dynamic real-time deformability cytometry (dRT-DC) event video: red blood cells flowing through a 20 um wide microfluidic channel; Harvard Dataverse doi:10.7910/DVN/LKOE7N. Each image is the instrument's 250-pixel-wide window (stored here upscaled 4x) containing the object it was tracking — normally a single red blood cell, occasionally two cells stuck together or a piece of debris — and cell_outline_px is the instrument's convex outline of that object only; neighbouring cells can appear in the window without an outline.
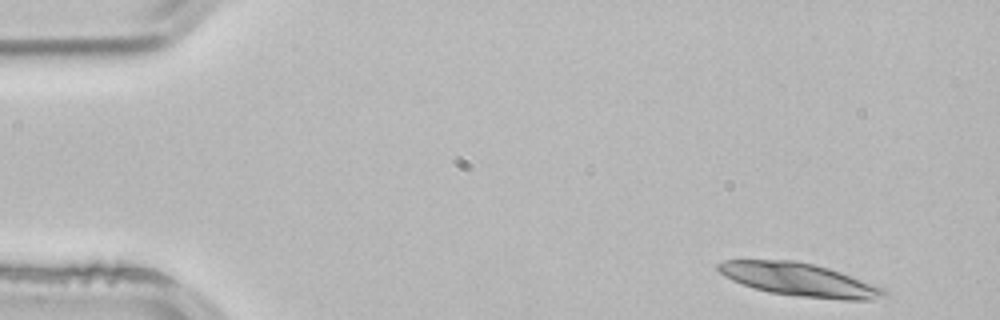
{"species": "common noctule bat (a hibernating species)", "species_latin": "Nyctalus noctula", "temperature_condition": "room temperature", "stored_images_in_passage": 3, "camera_frame_rate_fps": 3000, "um_per_image_px": 0.085, "animal": {"sex": "male", "body_mass_g": 21.5, "forearm_length_mm": 52.0}, "frame": {"image": 1, "passage_image": 1, "time_ms": 0.0, "image_size_px": [1000, 320], "cell_outline_px": [[888, 296], [872, 300], [844, 300], [800, 296], [768, 292], [752, 288], [732, 280], [724, 276], [716, 268], [716, 264], [724, 260], [796, 260], [828, 268], [840, 272], [884, 288], [888, 292]], "centroid_in_image_um": [67.94, 23.77], "position_along_channel_um": 17.1, "area_um2": 31.96}}